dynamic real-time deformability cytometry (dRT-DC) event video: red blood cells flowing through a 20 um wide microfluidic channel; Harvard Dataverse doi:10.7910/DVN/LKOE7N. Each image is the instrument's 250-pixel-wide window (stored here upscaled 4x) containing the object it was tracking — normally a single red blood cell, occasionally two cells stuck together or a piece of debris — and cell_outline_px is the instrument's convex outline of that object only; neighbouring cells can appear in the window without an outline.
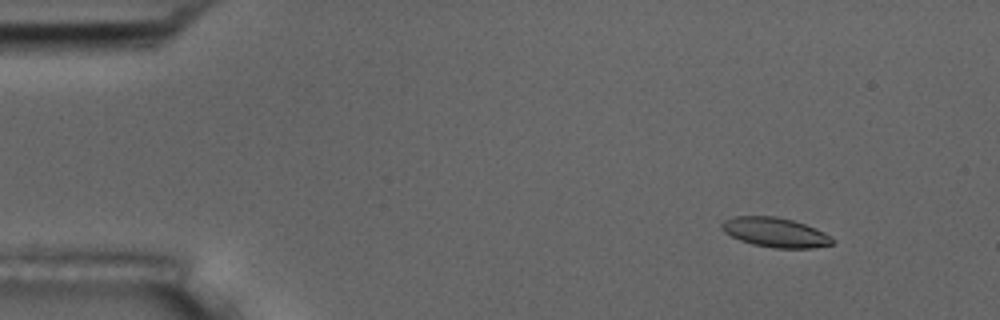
{"species": "common noctule bat (a hibernating species)", "species_latin": "Nyctalus noctula", "temperature_condition": "room temperature", "stored_images_in_passage": 5, "camera_frame_rate_fps": 3000, "um_per_image_px": 0.085, "animal": {"sex": "male", "body_mass_g": 17.5, "forearm_length_mm": 52.3}, "frame": {"image": 1, "passage_image": 1, "time_ms": 0.0, "image_size_px": [1000, 320], "cell_outline_px": [[836, 240], [832, 244], [812, 248], [772, 248], [752, 244], [740, 240], [724, 232], [720, 228], [720, 224], [724, 220], [736, 216], [776, 216], [792, 220], [816, 228], [832, 236]], "centroid_in_image_um": [65.9, 19.75], "position_along_channel_um": 19.1, "area_um2": 19.19}}
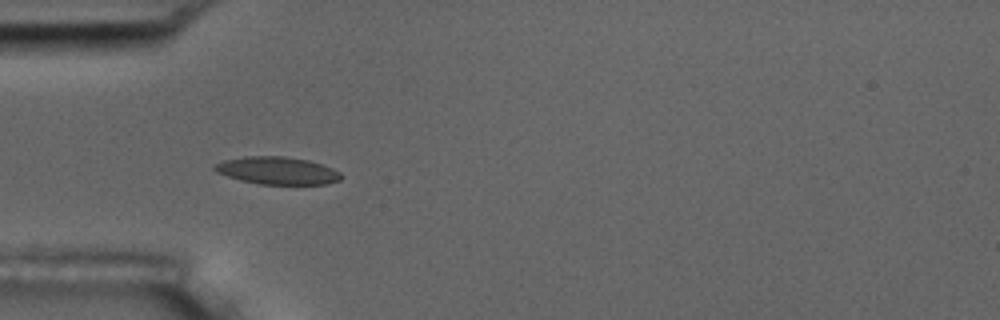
{"frame": {"image": 2, "passage_image": 4, "time_ms": 3.667, "image_size_px": [1000, 320], "cell_outline_px": [[344, 176], [340, 180], [328, 184], [260, 184], [240, 180], [216, 172], [212, 168], [216, 164], [224, 160], [244, 156], [284, 156], [308, 160], [332, 168], [340, 172]], "centroid_in_image_um": [23.59, 14.5], "position_along_channel_um": 61.4, "area_um2": 20.29}}